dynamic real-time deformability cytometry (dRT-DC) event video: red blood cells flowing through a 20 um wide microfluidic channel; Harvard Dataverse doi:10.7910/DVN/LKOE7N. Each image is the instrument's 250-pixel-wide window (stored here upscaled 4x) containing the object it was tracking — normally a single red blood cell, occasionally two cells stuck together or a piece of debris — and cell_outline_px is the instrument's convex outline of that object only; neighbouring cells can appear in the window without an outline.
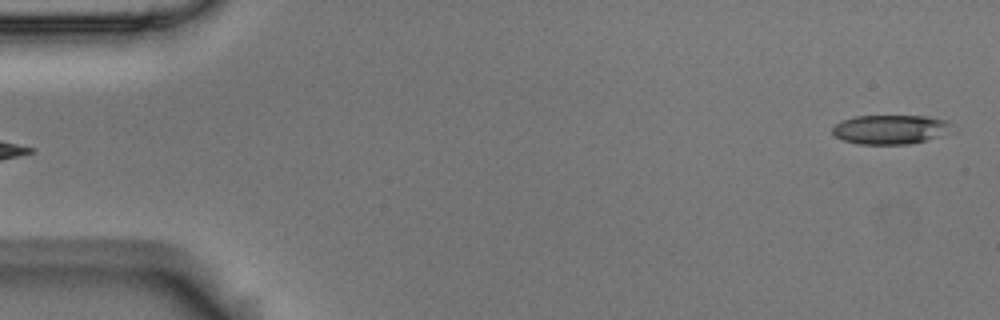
{"species": "Egyptian fruit bat (a non-hibernating species)", "species_latin": "Rousettus aegyptiacus", "temperature_condition": "room temperature", "stored_images_in_passage": 5, "segment_of_instrument_passage": [2, 2], "camera_frame_rate_fps": 3000, "um_per_image_px": 0.085, "animal": {"sex": "male"}, "frame": {"image": 1, "passage_image": 5, "time_ms": 1.333, "image_size_px": [1000, 320], "cell_outline_px": [[956, 132], [944, 136], [928, 140], [908, 144], [856, 144], [844, 140], [836, 136], [832, 132], [832, 128], [840, 120], [856, 116], [928, 116], [948, 120], [956, 124]], "centroid_in_image_um": [75.84, 11.0], "position_along_channel_um": 9.2, "area_um2": 21.1}}